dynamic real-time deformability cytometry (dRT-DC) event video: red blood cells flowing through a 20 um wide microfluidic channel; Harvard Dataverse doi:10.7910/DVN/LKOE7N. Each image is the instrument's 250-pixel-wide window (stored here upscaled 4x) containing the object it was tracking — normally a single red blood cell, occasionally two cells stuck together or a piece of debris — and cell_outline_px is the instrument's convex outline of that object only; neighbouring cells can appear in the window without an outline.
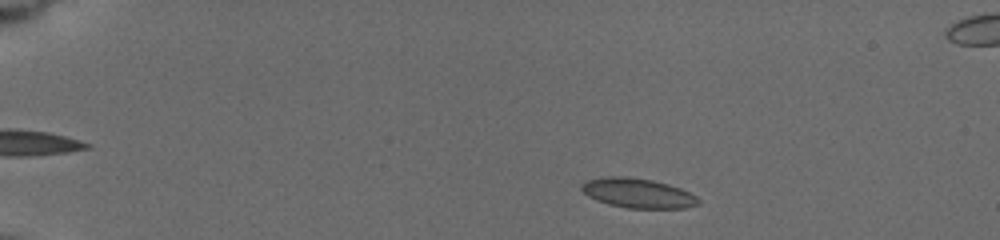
{"species": "common noctule bat (a hibernating species)", "species_latin": "Nyctalus noctula", "temperature_condition": "cold", "stored_images_in_passage": 34, "camera_frame_rate_fps": 3000, "um_per_image_px": 0.085, "animal": {"sex": "female", "body_mass_g": 19.5, "forearm_length_mm": 54.1}, "frame": {"image": 1, "passage_image": 9, "time_ms": 1.667, "image_size_px": [1000, 240], "cell_outline_px": [[700, 204], [684, 208], [628, 208], [608, 204], [596, 200], [588, 196], [580, 188], [580, 184], [584, 180], [608, 176], [628, 176], [652, 180], [668, 184], [680, 188], [696, 196], [700, 200]], "centroid_in_image_um": [54.19, 16.41], "position_along_channel_um": 30.8, "area_um2": 20.29}}
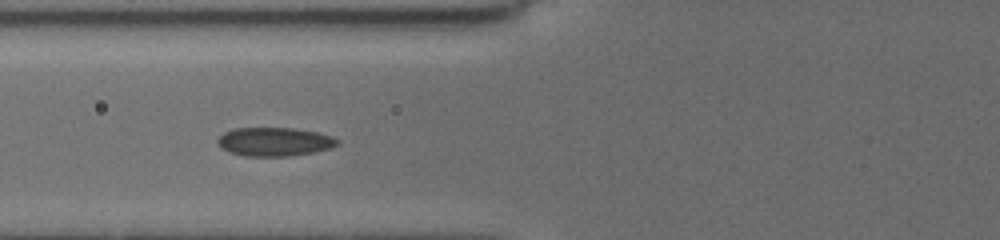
{"frame": {"image": 2, "passage_image": 30, "time_ms": 6.0, "image_size_px": [1000, 240], "cell_outline_px": [[340, 144], [332, 148], [312, 152], [288, 156], [244, 156], [228, 152], [220, 148], [216, 144], [216, 140], [224, 132], [236, 128], [292, 128], [320, 132], [332, 136], [340, 140]], "centroid_in_image_um": [23.33, 12.05], "position_along_channel_um": 102.5, "area_um2": 20.29}}
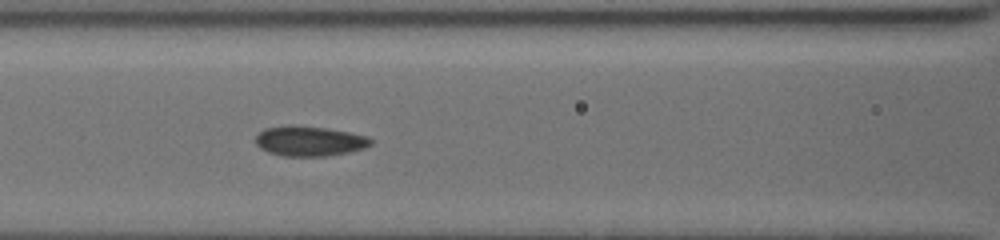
{"frame": {"image": 3, "passage_image": 34, "time_ms": 7.0, "image_size_px": [1000, 240], "cell_outline_px": [[372, 144], [364, 148], [348, 152], [328, 156], [284, 156], [268, 152], [260, 148], [256, 144], [256, 136], [264, 128], [292, 124], [324, 128], [348, 132], [368, 136], [372, 140]], "centroid_in_image_um": [26.29, 11.99], "position_along_channel_um": 140.3, "area_um2": 20.17}}